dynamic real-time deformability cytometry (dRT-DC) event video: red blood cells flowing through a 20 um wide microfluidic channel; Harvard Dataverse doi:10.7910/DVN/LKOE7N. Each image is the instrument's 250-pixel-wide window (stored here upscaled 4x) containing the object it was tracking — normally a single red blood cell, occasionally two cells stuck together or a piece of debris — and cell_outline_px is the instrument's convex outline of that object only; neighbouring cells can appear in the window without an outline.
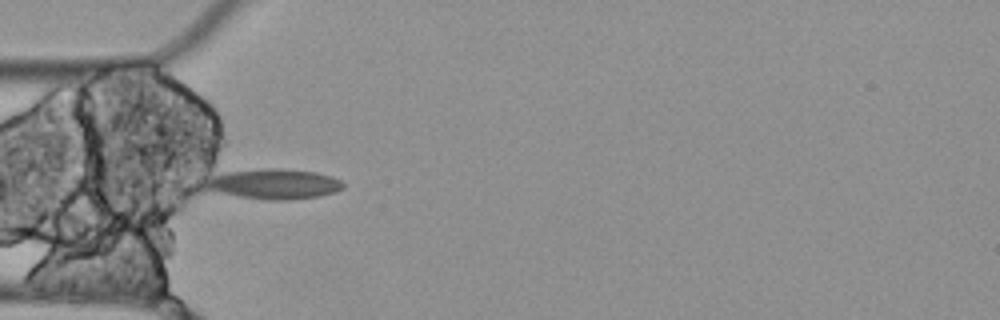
{"species": "Egyptian fruit bat (a non-hibernating species)", "species_latin": "Rousettus aegyptiacus", "temperature_condition": "cold", "stored_images_in_passage": 3, "camera_frame_rate_fps": 3000, "um_per_image_px": 0.085, "animal": {"sex": "female"}, "frame": {"image": 1, "passage_image": 1, "time_ms": 0.0, "image_size_px": [1000, 320], "cell_outline_px": [[344, 188], [320, 196], [284, 200], [272, 200], [240, 196], [204, 188], [204, 184], [208, 180], [224, 172], [264, 168], [280, 168], [316, 172], [332, 176], [340, 180], [344, 184]], "centroid_in_image_um": [23.34, 15.62], "position_along_channel_um": 61.7, "area_um2": 23.81}}
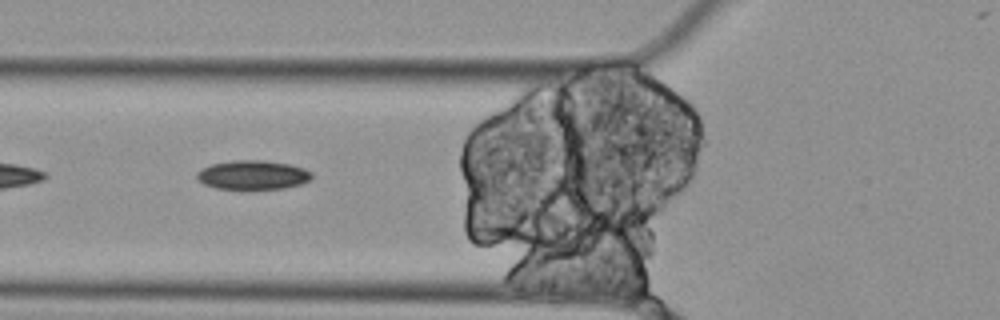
{"frame": {"image": 2, "passage_image": 2, "time_ms": 0.333, "image_size_px": [1000, 320], "cell_outline_px": [[312, 176], [308, 180], [300, 184], [284, 188], [252, 192], [216, 188], [204, 184], [196, 180], [196, 172], [200, 168], [212, 164], [232, 160], [264, 160], [292, 164], [304, 168], [312, 172]], "centroid_in_image_um": [21.45, 14.9], "position_along_channel_um": 104.4, "area_um2": 20.46}}